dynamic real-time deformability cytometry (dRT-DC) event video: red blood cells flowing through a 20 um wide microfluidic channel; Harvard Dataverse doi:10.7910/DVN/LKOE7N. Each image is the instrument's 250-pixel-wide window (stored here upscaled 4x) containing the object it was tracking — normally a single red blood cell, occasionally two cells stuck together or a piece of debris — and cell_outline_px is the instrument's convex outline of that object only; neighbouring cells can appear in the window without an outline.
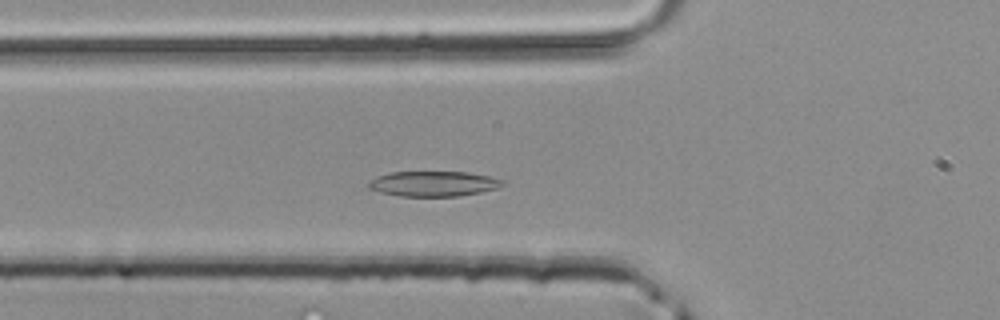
{"species": "common noctule bat (a hibernating species)", "species_latin": "Nyctalus noctula", "temperature_condition": "room temperature", "stored_images_in_passage": 40, "camera_frame_rate_fps": 3000, "um_per_image_px": 0.085, "animal": {"sex": "male", "body_mass_g": 20.4}, "frame": {"image": 1, "passage_image": 11, "time_ms": 3.333, "image_size_px": [1000, 320], "cell_outline_px": [[504, 184], [496, 188], [480, 192], [460, 196], [400, 196], [380, 192], [368, 188], [364, 184], [368, 180], [376, 176], [392, 172], [468, 172], [488, 176], [504, 180]], "centroid_in_image_um": [36.78, 15.61], "position_along_channel_um": 89.0, "area_um2": 19.77}}
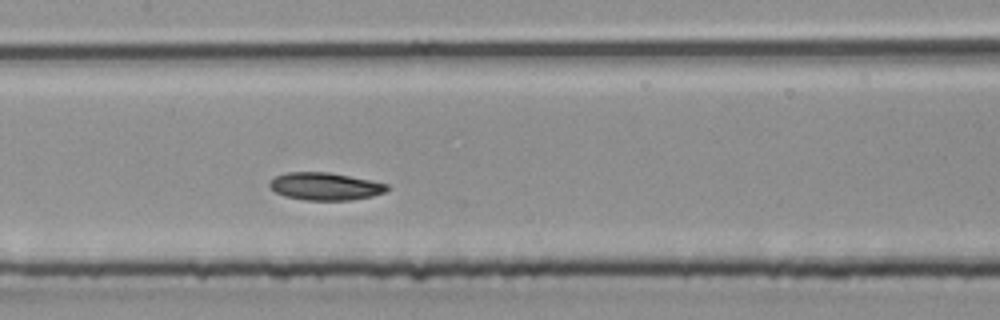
{"frame": {"image": 2, "passage_image": 17, "time_ms": 5.333, "image_size_px": [1000, 320], "cell_outline_px": [[388, 188], [384, 192], [372, 196], [348, 200], [304, 200], [284, 196], [276, 192], [268, 184], [276, 176], [288, 172], [328, 172], [388, 184]], "centroid_in_image_um": [27.61, 15.84], "position_along_channel_um": 179.8, "area_um2": 18.55}}
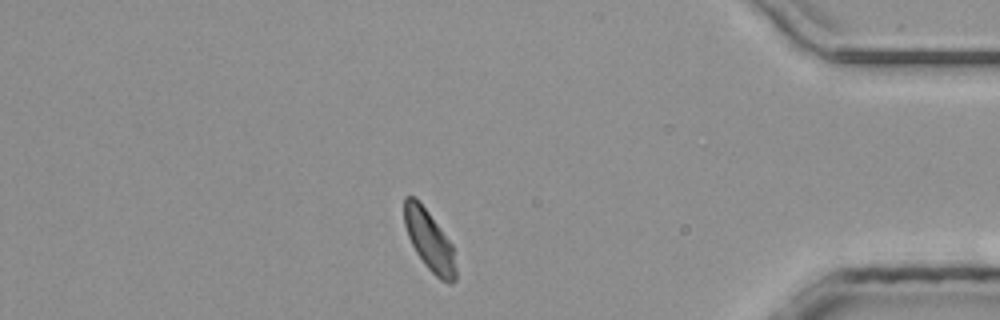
{"frame": {"image": 3, "passage_image": 34, "time_ms": 11.0, "image_size_px": [1000, 320], "cell_outline_px": [[456, 280], [452, 284], [448, 284], [440, 280], [424, 264], [416, 252], [408, 236], [404, 224], [404, 196], [412, 196], [428, 212], [452, 244], [456, 268]], "centroid_in_image_um": [36.5, 20.5], "position_along_channel_um": 398.7, "area_um2": 17.92}}